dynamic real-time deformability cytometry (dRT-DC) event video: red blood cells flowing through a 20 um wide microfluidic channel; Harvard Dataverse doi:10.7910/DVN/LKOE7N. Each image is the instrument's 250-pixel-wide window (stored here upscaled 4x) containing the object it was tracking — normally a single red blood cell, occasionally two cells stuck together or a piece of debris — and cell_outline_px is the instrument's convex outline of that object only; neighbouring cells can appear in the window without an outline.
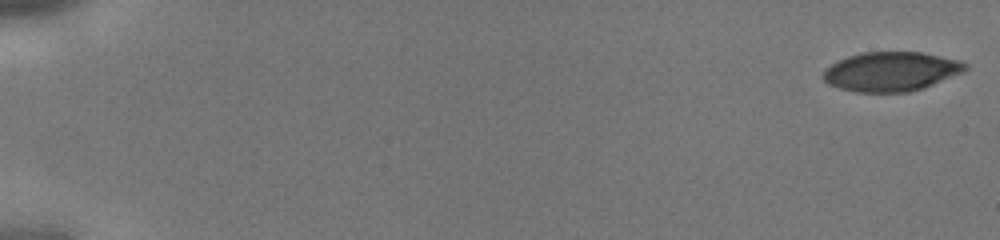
{"species": "human", "species_latin": "Homo sapiens", "temperature_condition": "cold", "stored_images_in_passage": 42, "camera_frame_rate_fps": 3000, "um_per_image_px": 0.085, "donor": {"sex": "male"}, "frame": {"image": 1, "passage_image": 1, "time_ms": 0.0, "image_size_px": [1000, 240], "cell_outline_px": [[968, 68], [964, 72], [924, 88], [908, 92], [856, 92], [840, 88], [828, 84], [820, 76], [824, 68], [848, 56], [860, 52], [920, 52], [960, 60], [968, 64]], "centroid_in_image_um": [75.74, 6.08], "position_along_channel_um": 9.3, "area_um2": 32.77}}
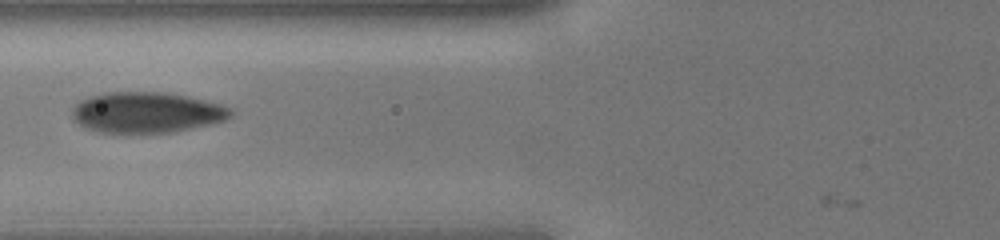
{"frame": {"image": 2, "passage_image": 19, "time_ms": 6.0, "image_size_px": [1000, 240], "cell_outline_px": [[232, 116], [228, 120], [212, 124], [176, 132], [96, 132], [80, 124], [72, 116], [72, 108], [80, 100], [104, 92], [164, 92], [188, 96], [224, 104], [232, 108]], "centroid_in_image_um": [12.54, 9.55], "position_along_channel_um": 113.3, "area_um2": 37.86}}
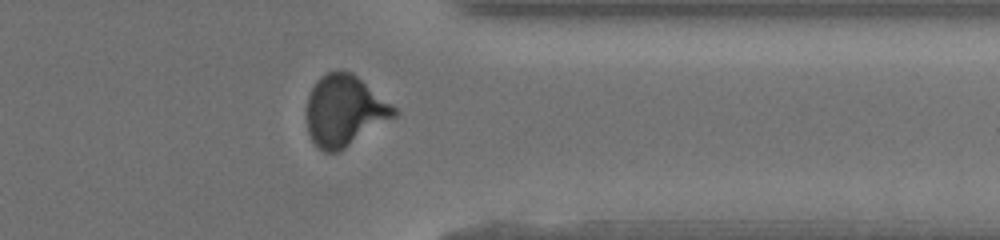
{"frame": {"image": 3, "passage_image": 36, "time_ms": 11.667, "image_size_px": [1000, 240], "cell_outline_px": [[400, 112], [396, 116], [340, 152], [324, 152], [312, 140], [308, 132], [308, 96], [316, 80], [320, 76], [328, 72], [352, 72], [396, 108]], "centroid_in_image_um": [29.3, 9.43], "position_along_channel_um": 382.1, "area_um2": 35.78}}